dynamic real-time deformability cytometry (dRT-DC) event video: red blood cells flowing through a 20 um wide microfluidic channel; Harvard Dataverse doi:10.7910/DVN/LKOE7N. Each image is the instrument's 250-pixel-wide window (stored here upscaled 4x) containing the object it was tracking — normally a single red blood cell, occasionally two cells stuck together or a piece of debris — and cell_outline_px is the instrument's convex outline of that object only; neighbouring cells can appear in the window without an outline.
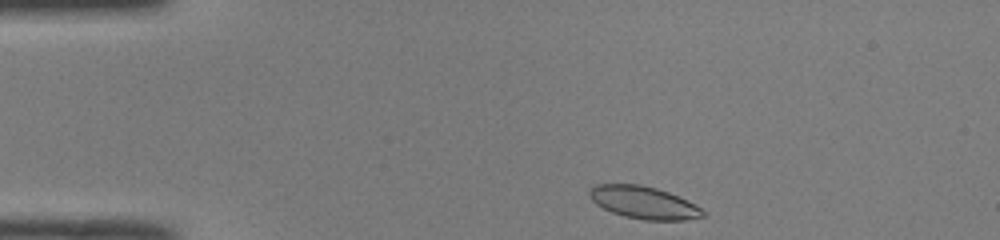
{"species": "common noctule bat (a hibernating species)", "species_latin": "Nyctalus noctula", "temperature_condition": "room temperature", "stored_images_in_passage": 42, "camera_frame_rate_fps": 3000, "um_per_image_px": 0.085, "animal": {"sex": "male", "body_mass_g": 19.0, "forearm_length_mm": 50.8}, "frame": {"image": 1, "passage_image": 1, "time_ms": 0.0, "image_size_px": [1000, 240], "cell_outline_px": [[708, 216], [684, 220], [644, 220], [624, 216], [612, 212], [596, 204], [588, 196], [588, 192], [596, 184], [640, 184], [656, 188], [668, 192], [696, 204]], "centroid_in_image_um": [54.73, 17.22], "position_along_channel_um": 30.3, "area_um2": 21.44}}
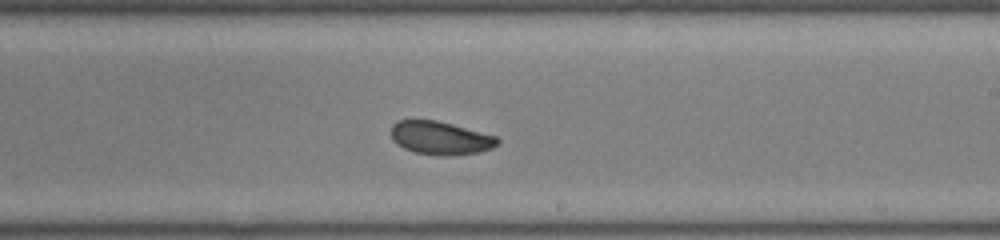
{"frame": {"image": 2, "passage_image": 22, "time_ms": 7.0, "image_size_px": [1000, 240], "cell_outline_px": [[500, 144], [492, 148], [480, 152], [452, 156], [440, 156], [416, 152], [404, 148], [396, 144], [392, 140], [392, 124], [396, 120], [412, 116], [436, 120], [452, 124], [496, 136], [500, 140]], "centroid_in_image_um": [37.39, 11.69], "position_along_channel_um": 251.6, "area_um2": 21.33}}
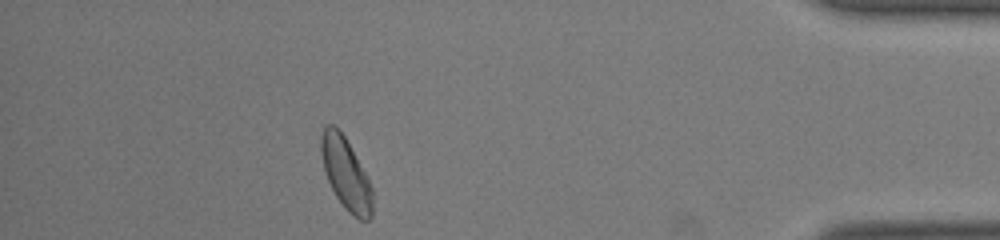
{"frame": {"image": 3, "passage_image": 37, "time_ms": 12.0, "image_size_px": [1000, 240], "cell_outline_px": [[372, 216], [368, 220], [360, 220], [348, 212], [344, 208], [336, 196], [328, 180], [324, 168], [320, 152], [320, 136], [324, 128], [328, 124], [332, 124], [344, 136], [368, 176], [372, 188]], "centroid_in_image_um": [29.4, 14.78], "position_along_channel_um": 405.8, "area_um2": 21.39}, "authors_computed_cell_mechanics": {"area_um2": 21.3282, "velocity_mm_per_s": 3.9892, "shape_relaxation_time_tau1_ms": null, "shape_relaxation_time_tau2_ms": 2.8326, "deformation_change_tau1": null, "deformation_change_tau2": 0.0713}}